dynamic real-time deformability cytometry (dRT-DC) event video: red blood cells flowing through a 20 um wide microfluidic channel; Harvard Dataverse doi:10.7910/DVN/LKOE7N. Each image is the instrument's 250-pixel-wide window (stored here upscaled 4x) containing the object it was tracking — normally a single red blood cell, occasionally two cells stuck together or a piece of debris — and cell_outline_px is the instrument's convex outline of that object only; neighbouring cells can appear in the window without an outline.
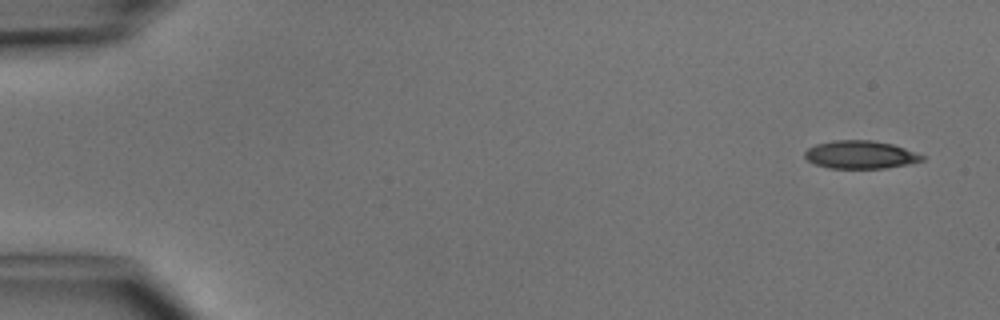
{"species": "common noctule bat (a hibernating species)", "species_latin": "Nyctalus noctula", "temperature_condition": "cold", "stored_images_in_passage": 4, "camera_frame_rate_fps": 3000, "um_per_image_px": 0.085, "animal": {"sex": "male", "body_mass_g": 15.6}, "frame": {"image": 1, "passage_image": 1, "time_ms": 0.0, "image_size_px": [1000, 320], "cell_outline_px": [[924, 160], [908, 164], [888, 168], [828, 168], [816, 164], [808, 160], [804, 156], [804, 152], [808, 148], [816, 144], [836, 140], [872, 140], [892, 144], [904, 148], [924, 156]], "centroid_in_image_um": [73.12, 13.15], "position_along_channel_um": 11.9, "area_um2": 19.02}}